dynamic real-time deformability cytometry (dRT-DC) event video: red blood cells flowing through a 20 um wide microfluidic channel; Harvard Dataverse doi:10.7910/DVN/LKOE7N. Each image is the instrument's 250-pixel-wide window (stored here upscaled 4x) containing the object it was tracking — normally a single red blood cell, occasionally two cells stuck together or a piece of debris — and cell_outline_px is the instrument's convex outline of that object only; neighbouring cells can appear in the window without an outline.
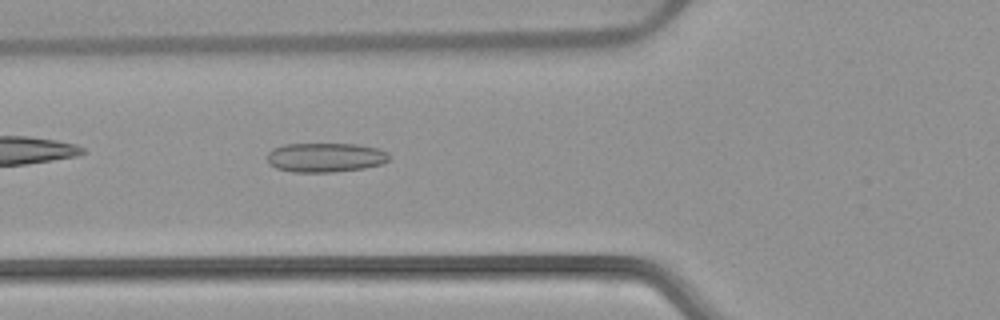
{"species": "common noctule bat (a hibernating species)", "species_latin": "Nyctalus noctula", "temperature_condition": "warm", "stored_images_in_passage": 38, "camera_frame_rate_fps": 3000, "um_per_image_px": 0.085, "animal": {"sex": "female", "body_mass_g": 22.7, "forearm_length_mm": 54.2}, "frame": {"image": 1, "passage_image": 5, "time_ms": 1.333, "image_size_px": [1000, 320], "cell_outline_px": [[392, 156], [388, 160], [380, 164], [364, 168], [332, 172], [292, 172], [276, 168], [268, 164], [268, 152], [272, 148], [284, 144], [360, 144], [380, 148], [388, 152]], "centroid_in_image_um": [27.67, 13.37], "position_along_channel_um": 98.1, "area_um2": 21.1}}
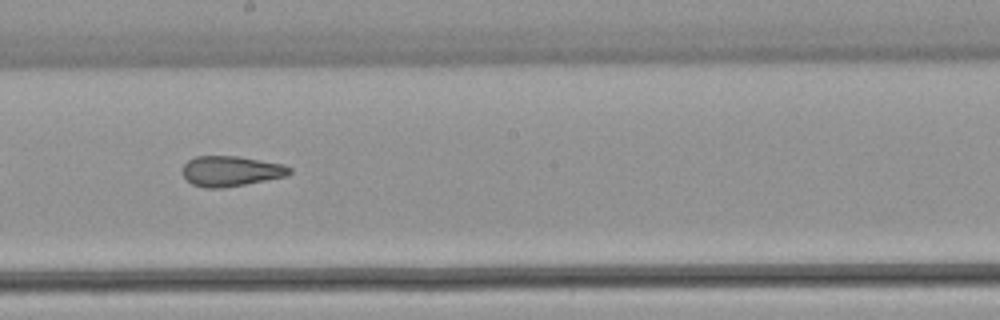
{"frame": {"image": 2, "passage_image": 15, "time_ms": 4.667, "image_size_px": [1000, 320], "cell_outline_px": [[292, 172], [288, 176], [224, 188], [204, 188], [192, 184], [180, 172], [184, 164], [188, 160], [196, 156], [236, 156], [284, 164], [292, 168]], "centroid_in_image_um": [19.63, 14.55], "position_along_channel_um": 228.6, "area_um2": 19.07}}
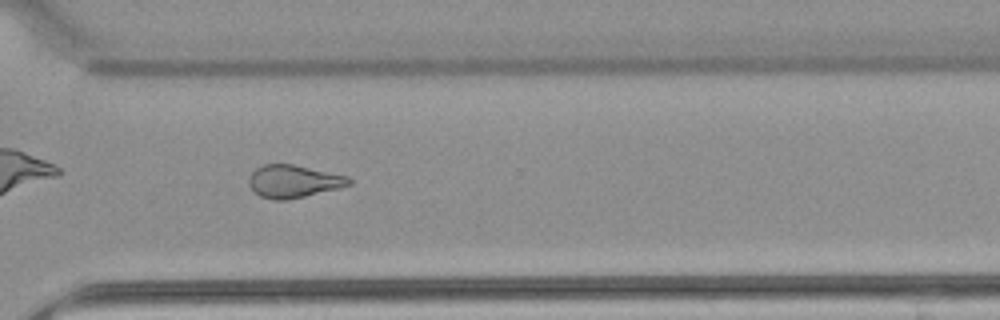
{"frame": {"image": 3, "passage_image": 24, "time_ms": 7.667, "image_size_px": [1000, 320], "cell_outline_px": [[352, 184], [340, 188], [288, 200], [272, 200], [260, 196], [248, 184], [248, 176], [256, 168], [264, 164], [292, 164], [348, 176], [352, 180]], "centroid_in_image_um": [24.95, 15.42], "position_along_channel_um": 345.7, "area_um2": 19.13}, "authors_computed_cell_mechanics": {"area_um2": 19.7098, "velocity_mm_per_s": 3.9105, "shape_relaxation_time_tau1_ms": null, "shape_relaxation_time_tau2_ms": 2.2571, "deformation_change_tau1": null, "deformation_change_tau2": 0.1126}}